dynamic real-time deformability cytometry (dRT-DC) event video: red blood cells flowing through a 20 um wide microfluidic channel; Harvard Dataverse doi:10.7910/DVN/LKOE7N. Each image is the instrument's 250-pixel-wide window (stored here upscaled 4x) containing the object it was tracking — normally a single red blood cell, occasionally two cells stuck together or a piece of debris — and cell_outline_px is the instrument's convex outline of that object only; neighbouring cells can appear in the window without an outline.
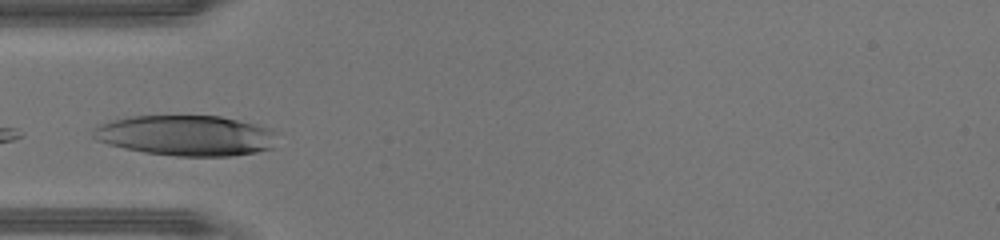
{"species": "human", "species_latin": "Homo sapiens", "temperature_condition": "warm", "stored_images_in_passage": 30, "camera_frame_rate_fps": 3000, "um_per_image_px": 0.085, "donor": {"sex": "male"}, "frame": {"image": 1, "passage_image": 7, "time_ms": 2.0, "image_size_px": [1000, 240], "cell_outline_px": [[272, 148], [256, 152], [232, 156], [176, 156], [144, 152], [124, 148], [108, 144], [96, 140], [92, 136], [92, 132], [100, 124], [112, 120], [132, 116], [220, 116], [256, 124], [268, 128], [272, 132]], "centroid_in_image_um": [15.75, 11.52], "position_along_channel_um": 69.2, "area_um2": 42.95}}
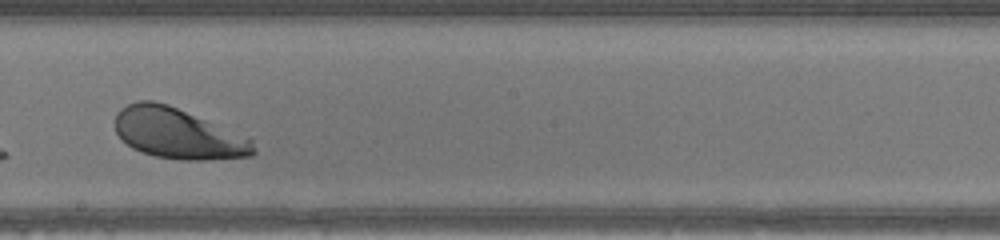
{"frame": {"image": 2, "passage_image": 18, "time_ms": 5.667, "image_size_px": [1000, 240], "cell_outline_px": [[256, 152], [252, 156], [204, 160], [184, 160], [156, 156], [132, 148], [116, 132], [116, 112], [120, 108], [128, 104], [140, 100], [152, 100], [168, 104], [252, 136], [256, 148]], "centroid_in_image_um": [15.22, 11.34], "position_along_channel_um": 233.0, "area_um2": 41.33}}
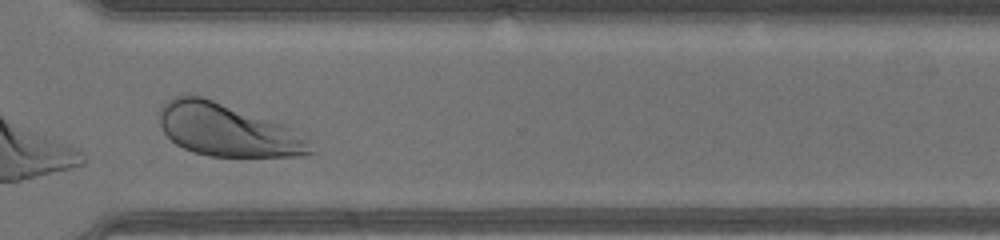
{"frame": {"image": 3, "passage_image": 26, "time_ms": 8.333, "image_size_px": [1000, 240], "cell_outline_px": [[316, 152], [304, 156], [208, 156], [192, 152], [176, 144], [164, 132], [160, 124], [156, 112], [172, 96], [184, 92], [204, 96], [284, 124], [308, 136]], "centroid_in_image_um": [19.34, 11.02], "position_along_channel_um": 351.3, "area_um2": 47.34}, "authors_computed_cell_mechanics": {"area_um2": 43.2055, "velocity_mm_per_s": 4.4469, "shape_relaxation_time_tau1_ms": 1.14, "shape_relaxation_time_tau2_ms": null, "deformation_change_tau1": 0.1192, "deformation_change_tau2": null}}